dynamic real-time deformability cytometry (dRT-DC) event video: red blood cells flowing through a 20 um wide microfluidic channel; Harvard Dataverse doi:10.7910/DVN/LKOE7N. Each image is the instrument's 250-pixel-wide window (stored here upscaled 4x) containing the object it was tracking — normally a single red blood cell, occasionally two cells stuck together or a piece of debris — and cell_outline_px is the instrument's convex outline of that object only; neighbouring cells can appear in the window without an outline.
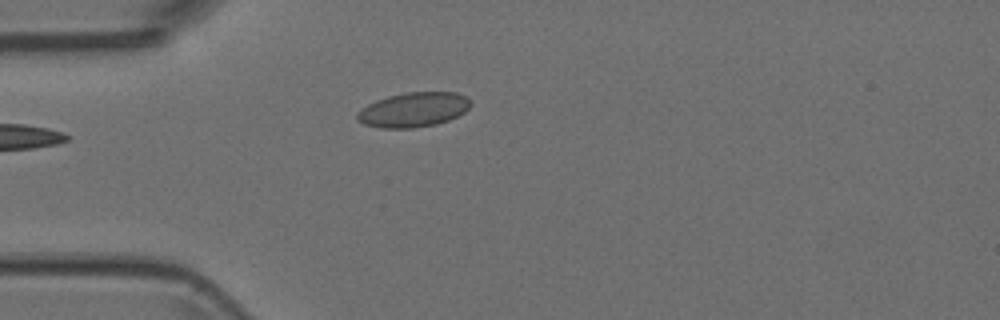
{"species": "Egyptian fruit bat (a non-hibernating species)", "species_latin": "Rousettus aegyptiacus", "temperature_condition": "room temperature", "stored_images_in_passage": 7, "camera_frame_rate_fps": 3000, "um_per_image_px": 0.085, "animal": {"sex": "female"}, "frame": {"image": 1, "passage_image": 5, "time_ms": 1.333, "image_size_px": [1000, 320], "cell_outline_px": [[472, 104], [464, 112], [448, 120], [436, 124], [412, 128], [380, 128], [364, 124], [356, 120], [356, 112], [368, 104], [376, 100], [388, 96], [408, 92], [456, 92], [468, 96], [472, 100]], "centroid_in_image_um": [35.15, 9.32], "position_along_channel_um": 49.9, "area_um2": 23.06}}
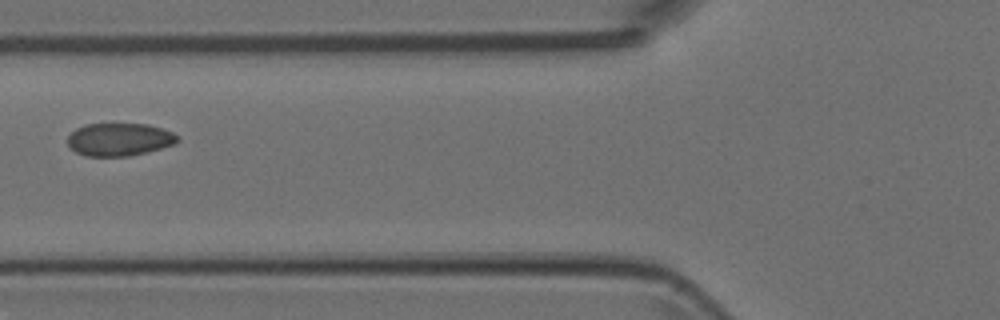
{"frame": {"image": 2, "passage_image": 7, "time_ms": 2.0, "image_size_px": [1000, 320], "cell_outline_px": [[180, 140], [176, 144], [128, 156], [84, 156], [76, 152], [68, 144], [68, 136], [76, 128], [84, 124], [148, 124], [172, 132]], "centroid_in_image_um": [10.13, 11.85], "position_along_channel_um": 115.7, "area_um2": 20.87}}